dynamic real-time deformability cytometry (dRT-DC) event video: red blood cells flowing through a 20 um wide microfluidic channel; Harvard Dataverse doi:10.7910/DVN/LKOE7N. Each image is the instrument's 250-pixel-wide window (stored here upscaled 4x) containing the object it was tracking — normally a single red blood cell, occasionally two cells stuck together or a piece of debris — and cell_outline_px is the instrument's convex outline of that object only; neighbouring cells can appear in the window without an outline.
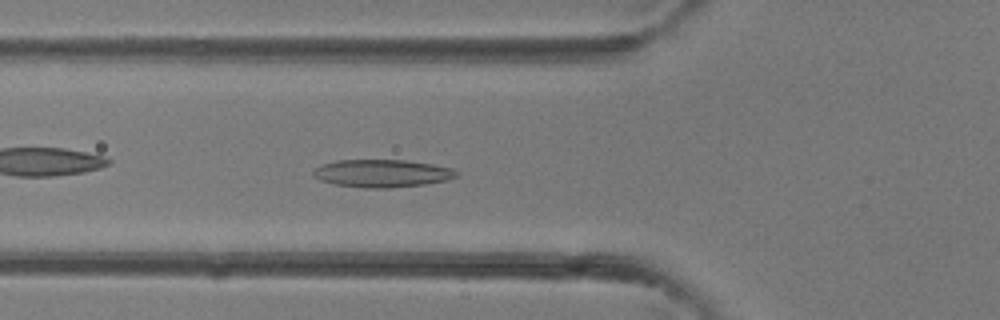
{"species": "common noctule bat (a hibernating species)", "species_latin": "Nyctalus noctula", "temperature_condition": "room temperature", "stored_images_in_passage": 30, "camera_frame_rate_fps": 3000, "um_per_image_px": 0.085, "animal": {"sex": "female"}, "frame": {"image": 1, "passage_image": 4, "time_ms": 1.0, "image_size_px": [1000, 320], "cell_outline_px": [[460, 176], [448, 180], [424, 184], [388, 188], [364, 188], [336, 184], [320, 180], [312, 176], [312, 172], [316, 168], [324, 164], [336, 160], [404, 160], [432, 164], [452, 168], [460, 172]], "centroid_in_image_um": [32.52, 14.73], "position_along_channel_um": 93.3, "area_um2": 23.18}}
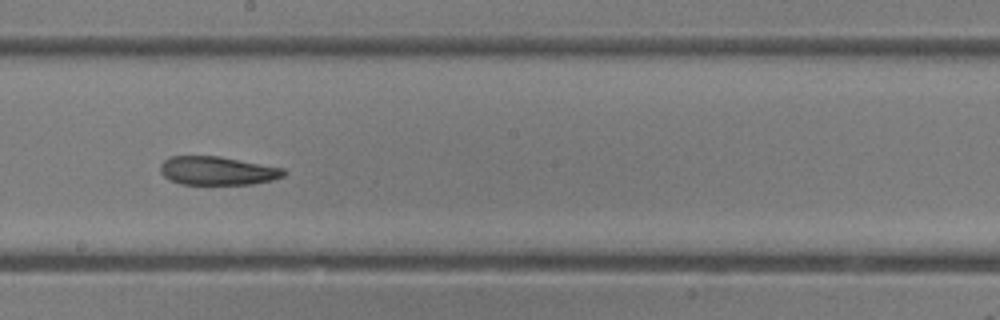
{"frame": {"image": 2, "passage_image": 12, "time_ms": 3.667, "image_size_px": [1000, 320], "cell_outline_px": [[288, 172], [284, 176], [272, 180], [252, 184], [180, 184], [164, 176], [160, 172], [160, 164], [164, 160], [172, 156], [220, 156], [284, 168]], "centroid_in_image_um": [18.5, 14.51], "position_along_channel_um": 229.7, "area_um2": 20.58}}
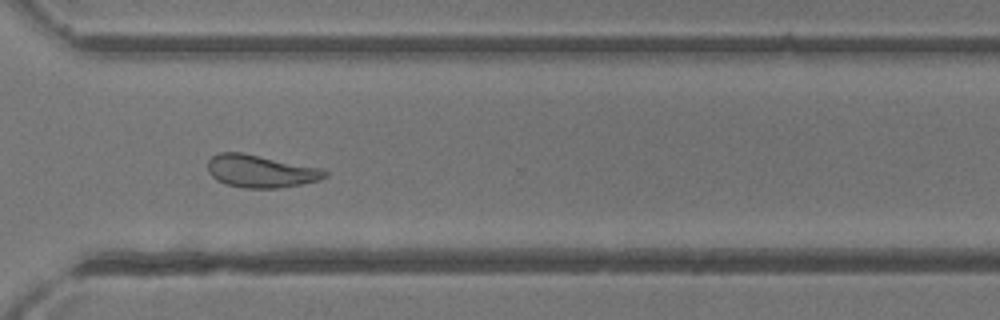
{"frame": {"image": 3, "passage_image": 19, "time_ms": 6.0, "image_size_px": [1000, 320], "cell_outline_px": [[328, 176], [320, 180], [304, 184], [280, 188], [244, 188], [224, 184], [216, 180], [208, 172], [208, 160], [212, 156], [220, 152], [240, 152], [324, 168], [328, 172]], "centroid_in_image_um": [22.19, 14.56], "position_along_channel_um": 348.4, "area_um2": 22.6}}